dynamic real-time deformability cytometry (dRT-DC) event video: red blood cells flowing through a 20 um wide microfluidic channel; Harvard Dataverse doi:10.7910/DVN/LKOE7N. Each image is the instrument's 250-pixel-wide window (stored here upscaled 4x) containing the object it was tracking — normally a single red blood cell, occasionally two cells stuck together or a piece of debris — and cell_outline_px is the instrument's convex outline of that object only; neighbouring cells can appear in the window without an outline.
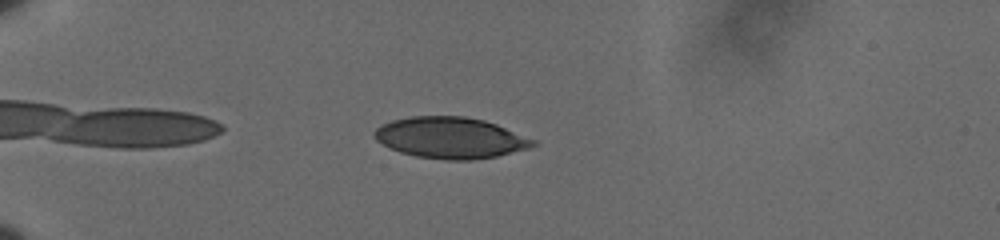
{"species": "human", "species_latin": "Homo sapiens", "temperature_condition": "cold", "stored_images_in_passage": 48, "camera_frame_rate_fps": 3000, "um_per_image_px": 0.085, "donor": {"sex": "male"}, "frame": {"image": 1, "passage_image": 6, "time_ms": 1.667, "image_size_px": [1000, 240], "cell_outline_px": [[536, 144], [528, 148], [496, 156], [472, 160], [448, 160], [416, 156], [400, 152], [388, 148], [376, 140], [372, 136], [372, 132], [380, 124], [392, 120], [412, 116], [464, 116], [484, 120], [496, 124], [536, 140]], "centroid_in_image_um": [38.23, 11.7], "position_along_channel_um": 46.8, "area_um2": 38.15}}
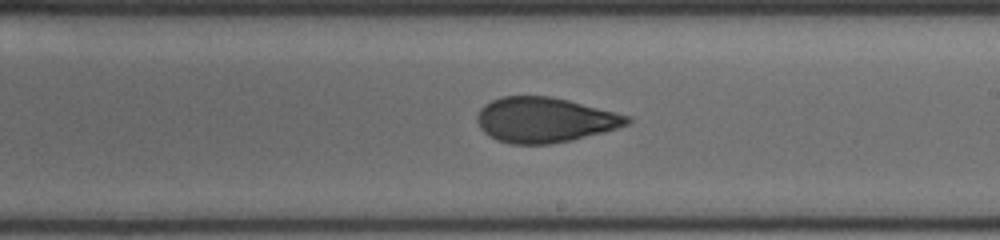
{"frame": {"image": 2, "passage_image": 26, "time_ms": 8.333, "image_size_px": [1000, 240], "cell_outline_px": [[632, 120], [628, 124], [604, 132], [572, 140], [552, 144], [512, 144], [496, 140], [488, 136], [480, 128], [476, 120], [476, 116], [480, 108], [484, 104], [500, 96], [548, 96], [568, 100], [628, 116]], "centroid_in_image_um": [46.24, 10.2], "position_along_channel_um": 242.8, "area_um2": 39.36}}
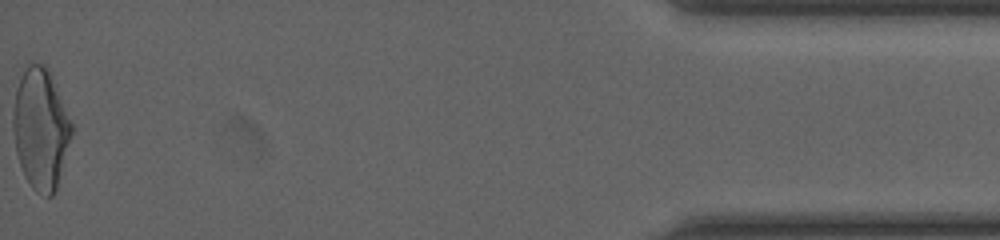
{"frame": {"image": 3, "passage_image": 48, "time_ms": 15.667, "image_size_px": [1000, 240], "cell_outline_px": [[72, 132], [56, 188], [52, 196], [48, 196], [36, 192], [32, 188], [24, 176], [16, 152], [12, 132], [12, 116], [16, 88], [28, 64], [44, 64], [48, 68], [72, 124]], "centroid_in_image_um": [3.43, 10.96], "position_along_channel_um": 431.8, "area_um2": 40.63}, "authors_computed_cell_mechanics": {"area_um2": 39.4774, "velocity_mm_per_s": 3.6213, "shape_relaxation_time_tau1_ms": 8.8789, "shape_relaxation_time_tau2_ms": 1.9063, "deformation_change_tau1": 0.2282, "deformation_change_tau2": 0.0757}}